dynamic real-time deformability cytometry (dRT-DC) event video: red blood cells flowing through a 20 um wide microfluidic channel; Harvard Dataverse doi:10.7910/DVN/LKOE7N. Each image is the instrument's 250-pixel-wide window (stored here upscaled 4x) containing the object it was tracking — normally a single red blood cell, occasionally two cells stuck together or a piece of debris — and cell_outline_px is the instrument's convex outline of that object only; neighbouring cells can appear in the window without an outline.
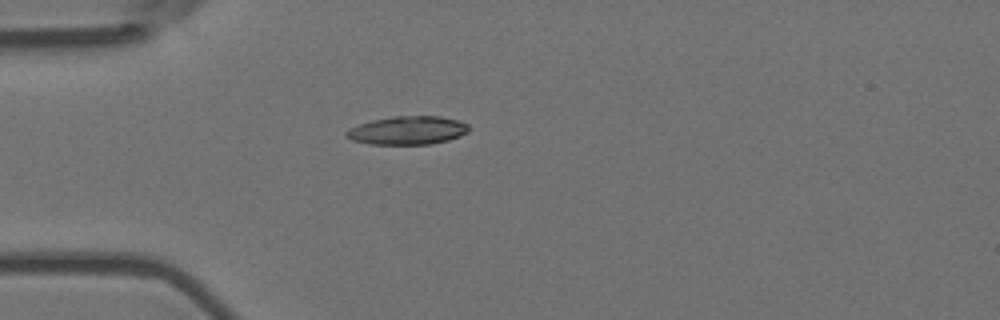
{"species": "Egyptian fruit bat (a non-hibernating species)", "species_latin": "Rousettus aegyptiacus", "temperature_condition": "room temperature", "stored_images_in_passage": 2, "camera_frame_rate_fps": 3000, "um_per_image_px": 0.085, "animal": {"sex": "female"}, "frame": {"image": 1, "passage_image": 1, "time_ms": 0.0, "image_size_px": [1000, 320], "cell_outline_px": [[468, 132], [460, 136], [448, 140], [428, 144], [372, 144], [352, 140], [344, 136], [344, 132], [348, 128], [372, 120], [392, 116], [440, 116], [460, 120], [468, 124]], "centroid_in_image_um": [34.63, 11.07], "position_along_channel_um": 50.4, "area_um2": 20.35}}